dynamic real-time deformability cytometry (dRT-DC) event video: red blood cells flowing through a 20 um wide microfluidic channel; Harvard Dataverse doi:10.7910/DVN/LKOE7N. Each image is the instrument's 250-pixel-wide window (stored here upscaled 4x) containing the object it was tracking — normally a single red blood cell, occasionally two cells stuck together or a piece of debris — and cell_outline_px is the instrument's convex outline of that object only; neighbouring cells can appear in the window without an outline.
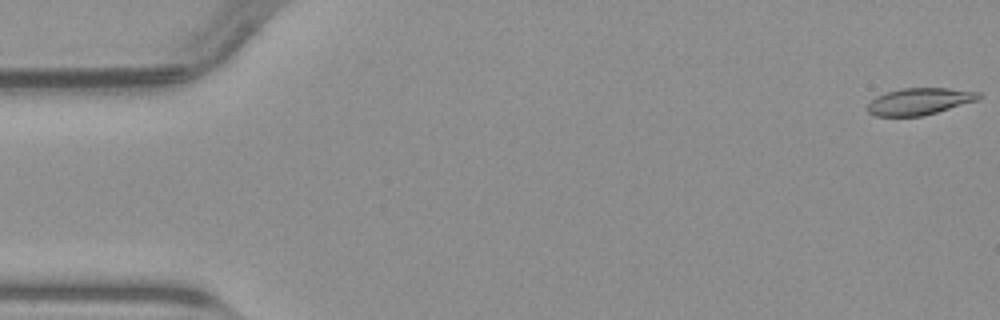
{"species": "common noctule bat (a hibernating species)", "species_latin": "Nyctalus noctula", "temperature_condition": "warm", "stored_images_in_passage": 50, "camera_frame_rate_fps": 3000, "um_per_image_px": 0.085, "animal": {"sex": "male", "body_mass_g": 23.1, "forearm_length_mm": 52.7}, "frame": {"image": 1, "passage_image": 1, "time_ms": 0.0, "image_size_px": [1000, 320], "cell_outline_px": [[984, 96], [980, 100], [936, 112], [920, 116], [876, 116], [868, 112], [868, 104], [876, 96], [900, 88], [948, 88], [980, 92]], "centroid_in_image_um": [78.21, 8.61], "position_along_channel_um": 6.8, "area_um2": 17.4}}
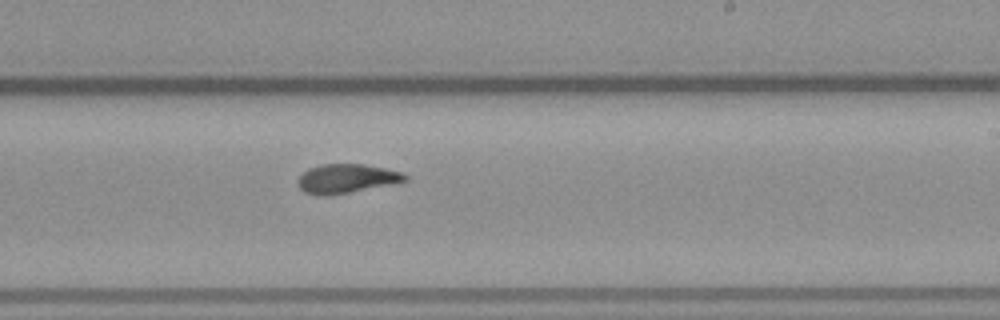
{"frame": {"image": 2, "passage_image": 30, "time_ms": 9.667, "image_size_px": [1000, 320], "cell_outline_px": [[408, 180], [328, 196], [324, 196], [304, 192], [296, 184], [296, 180], [308, 168], [320, 164], [364, 164], [404, 172], [408, 176]], "centroid_in_image_um": [29.41, 15.16], "position_along_channel_um": 259.6, "area_um2": 18.03}}
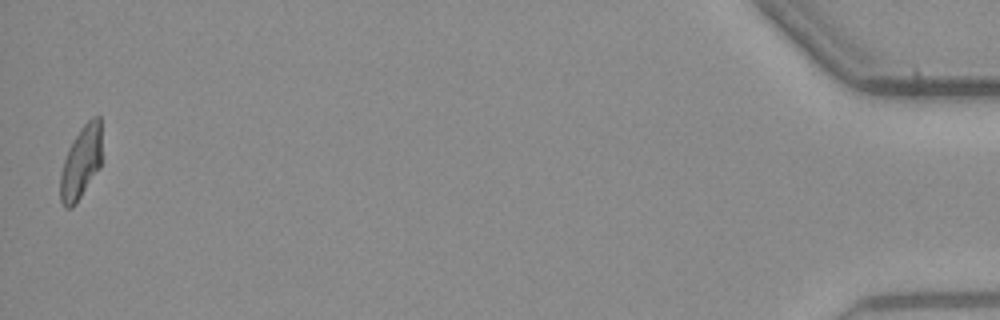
{"frame": {"image": 3, "passage_image": 50, "time_ms": 16.333, "image_size_px": [1000, 320], "cell_outline_px": [[100, 168], [72, 208], [64, 208], [60, 200], [60, 176], [64, 160], [68, 148], [80, 128], [92, 116], [100, 116]], "centroid_in_image_um": [6.86, 13.81], "position_along_channel_um": 428.3, "area_um2": 17.4}}